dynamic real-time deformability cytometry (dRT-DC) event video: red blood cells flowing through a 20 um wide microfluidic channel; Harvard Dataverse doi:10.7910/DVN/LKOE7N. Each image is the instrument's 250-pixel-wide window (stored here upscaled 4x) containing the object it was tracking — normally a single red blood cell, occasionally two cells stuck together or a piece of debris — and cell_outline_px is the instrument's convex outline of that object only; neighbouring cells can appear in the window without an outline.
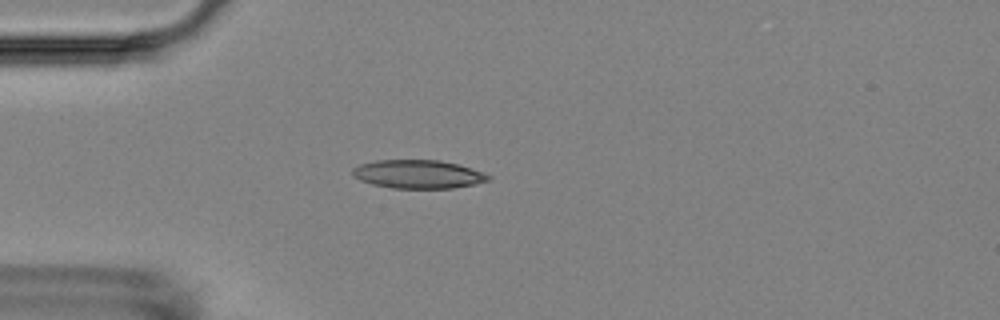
{"species": "Egyptian fruit bat (a non-hibernating species)", "species_latin": "Rousettus aegyptiacus", "temperature_condition": "room temperature", "stored_images_in_passage": 2, "camera_frame_rate_fps": 3000, "um_per_image_px": 0.085, "animal": {"sex": "female"}, "frame": {"image": 1, "passage_image": 1, "time_ms": 0.0, "image_size_px": [1000, 320], "cell_outline_px": [[492, 180], [476, 184], [452, 188], [392, 188], [372, 184], [360, 180], [352, 176], [352, 168], [360, 164], [376, 160], [440, 160], [460, 164], [492, 176]], "centroid_in_image_um": [35.55, 14.8], "position_along_channel_um": 49.4, "area_um2": 22.72}}